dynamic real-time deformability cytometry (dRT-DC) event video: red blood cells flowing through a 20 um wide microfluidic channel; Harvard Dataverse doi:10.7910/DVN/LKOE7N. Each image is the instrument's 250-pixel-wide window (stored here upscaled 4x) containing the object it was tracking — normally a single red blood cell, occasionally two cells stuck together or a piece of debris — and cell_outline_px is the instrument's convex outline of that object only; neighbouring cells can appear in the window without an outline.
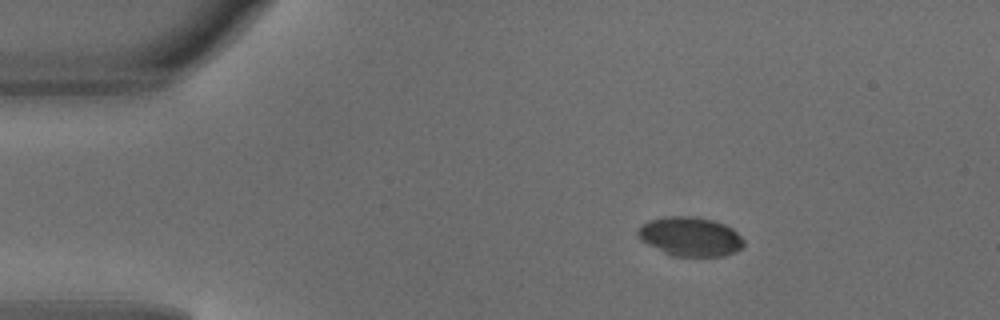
{"species": "common noctule bat (a hibernating species)", "species_latin": "Nyctalus noctula", "temperature_condition": "warm", "stored_images_in_passage": 6, "camera_frame_rate_fps": 3000, "um_per_image_px": 0.085, "animal": {"sex": "male", "body_mass_g": 18.8}, "frame": {"image": 1, "passage_image": 1, "time_ms": 0.0, "image_size_px": [1000, 320], "cell_outline_px": [[744, 248], [736, 252], [724, 256], [672, 256], [640, 240], [636, 232], [636, 228], [640, 224], [648, 220], [664, 216], [696, 216], [712, 220], [724, 224], [732, 228], [744, 240]], "centroid_in_image_um": [58.65, 20.1], "position_along_channel_um": 26.3, "area_um2": 24.51}}
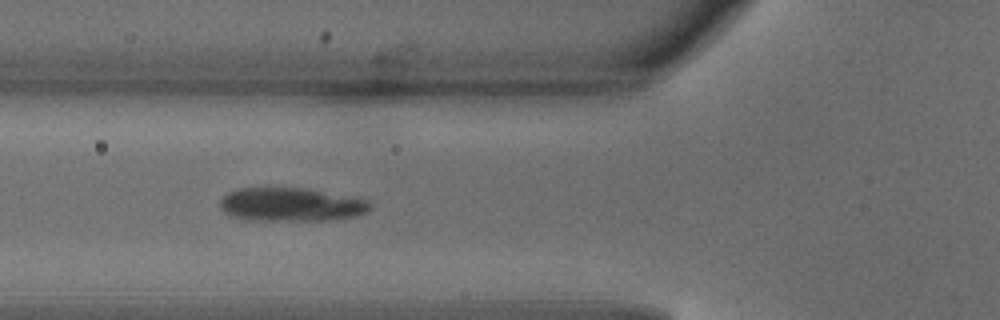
{"frame": {"image": 2, "passage_image": 4, "time_ms": 1.0, "image_size_px": [1000, 320], "cell_outline_px": [[372, 204], [368, 212], [356, 216], [328, 220], [260, 220], [232, 216], [224, 212], [220, 208], [220, 200], [228, 192], [240, 188], [304, 188], [368, 200]], "centroid_in_image_um": [24.75, 17.38], "position_along_channel_um": 101.0, "area_um2": 29.02}}
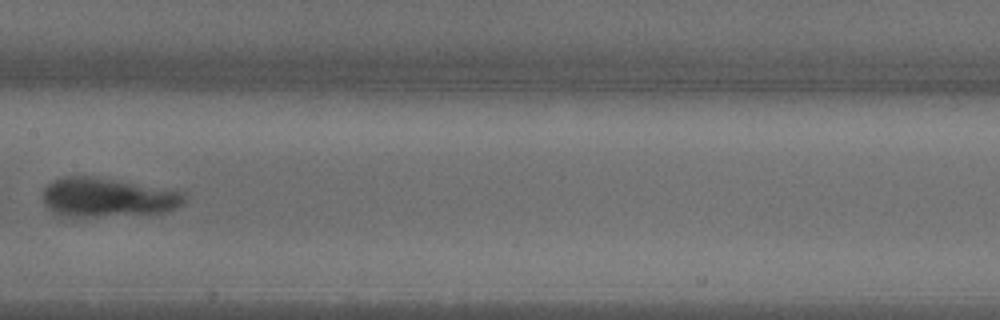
{"frame": {"image": 3, "passage_image": 6, "time_ms": 1.667, "image_size_px": [1000, 320], "cell_outline_px": [[184, 204], [164, 212], [96, 216], [64, 216], [52, 212], [44, 204], [44, 188], [48, 184], [64, 176], [88, 176], [184, 192]], "centroid_in_image_um": [9.09, 16.79], "position_along_channel_um": 198.3, "area_um2": 31.39}}